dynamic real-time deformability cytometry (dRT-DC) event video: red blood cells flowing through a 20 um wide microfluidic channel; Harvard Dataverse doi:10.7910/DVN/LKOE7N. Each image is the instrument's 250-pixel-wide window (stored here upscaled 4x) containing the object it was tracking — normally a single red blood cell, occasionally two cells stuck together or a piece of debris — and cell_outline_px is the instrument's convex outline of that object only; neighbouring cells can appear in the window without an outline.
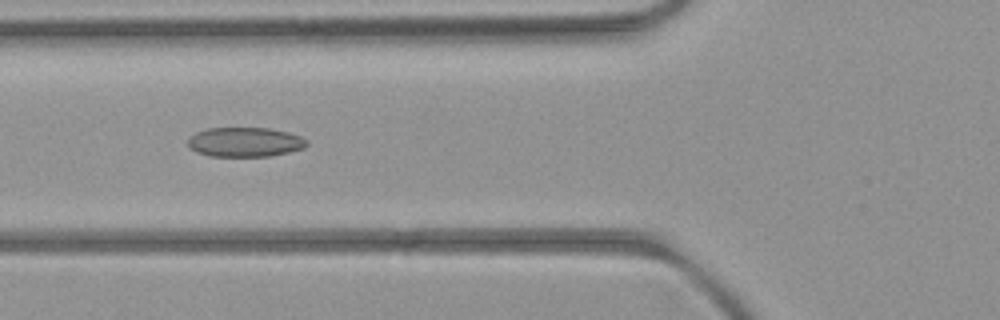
{"species": "common noctule bat (a hibernating species)", "species_latin": "Nyctalus noctula", "temperature_condition": "room temperature", "stored_images_in_passage": 8, "camera_frame_rate_fps": 3000, "um_per_image_px": 0.085, "animal": {"sex": "female", "body_mass_g": 21.9}, "frame": {"image": 1, "passage_image": 6, "time_ms": 6.333, "image_size_px": [1000, 320], "cell_outline_px": [[308, 144], [304, 148], [272, 156], [208, 156], [196, 152], [188, 148], [188, 140], [196, 132], [208, 128], [268, 128], [288, 132], [300, 136], [308, 140]], "centroid_in_image_um": [20.82, 12.08], "position_along_channel_um": 105.0, "area_um2": 20.52}}
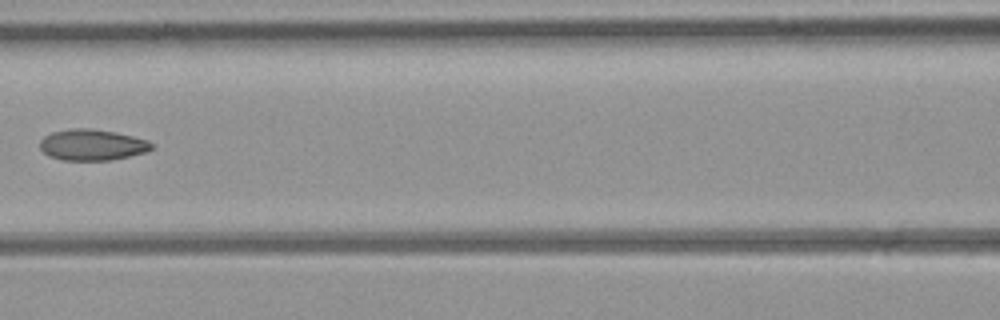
{"frame": {"image": 2, "passage_image": 7, "time_ms": 7.667, "image_size_px": [1000, 320], "cell_outline_px": [[152, 148], [144, 152], [112, 160], [64, 160], [52, 156], [44, 152], [40, 148], [40, 140], [44, 136], [52, 132], [72, 128], [92, 128], [116, 132], [148, 140], [152, 144]], "centroid_in_image_um": [7.82, 12.3], "position_along_channel_um": 158.8, "area_um2": 20.06}}
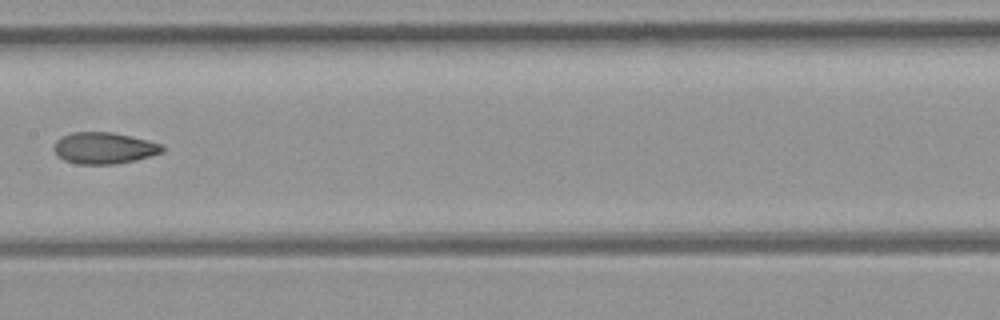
{"frame": {"image": 3, "passage_image": 8, "time_ms": 8.667, "image_size_px": [1000, 320], "cell_outline_px": [[164, 152], [116, 164], [76, 164], [64, 160], [56, 156], [52, 148], [56, 140], [72, 132], [112, 132], [148, 140], [160, 144], [164, 148]], "centroid_in_image_um": [8.79, 12.58], "position_along_channel_um": 198.6, "area_um2": 19.83}}